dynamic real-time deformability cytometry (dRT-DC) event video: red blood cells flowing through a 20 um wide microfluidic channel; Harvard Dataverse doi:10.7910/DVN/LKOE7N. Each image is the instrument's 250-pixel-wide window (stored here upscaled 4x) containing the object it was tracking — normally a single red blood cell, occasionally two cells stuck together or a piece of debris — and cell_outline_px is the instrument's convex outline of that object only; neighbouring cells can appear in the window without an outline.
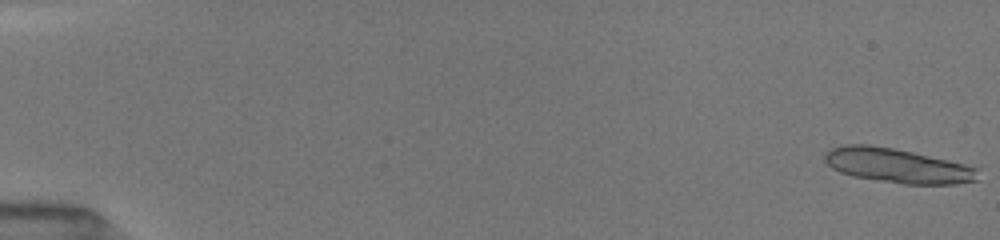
{"species": "common noctule bat (a hibernating species)", "species_latin": "Nyctalus noctula", "temperature_condition": "room temperature", "stored_images_in_passage": 17, "camera_frame_rate_fps": 3000, "um_per_image_px": 0.085, "animal": {"sex": "female", "body_mass_g": 19.5, "forearm_length_mm": 54.1}, "frame": {"image": 1, "passage_image": 1, "time_ms": 0.0, "image_size_px": [1000, 240], "cell_outline_px": [[976, 180], [956, 184], [904, 184], [852, 176], [840, 172], [832, 168], [824, 160], [824, 152], [832, 148], [844, 144], [868, 144], [892, 148], [912, 152], [948, 160], [964, 164], [976, 168]], "centroid_in_image_um": [76.21, 14.07], "position_along_channel_um": 8.8, "area_um2": 30.46}}